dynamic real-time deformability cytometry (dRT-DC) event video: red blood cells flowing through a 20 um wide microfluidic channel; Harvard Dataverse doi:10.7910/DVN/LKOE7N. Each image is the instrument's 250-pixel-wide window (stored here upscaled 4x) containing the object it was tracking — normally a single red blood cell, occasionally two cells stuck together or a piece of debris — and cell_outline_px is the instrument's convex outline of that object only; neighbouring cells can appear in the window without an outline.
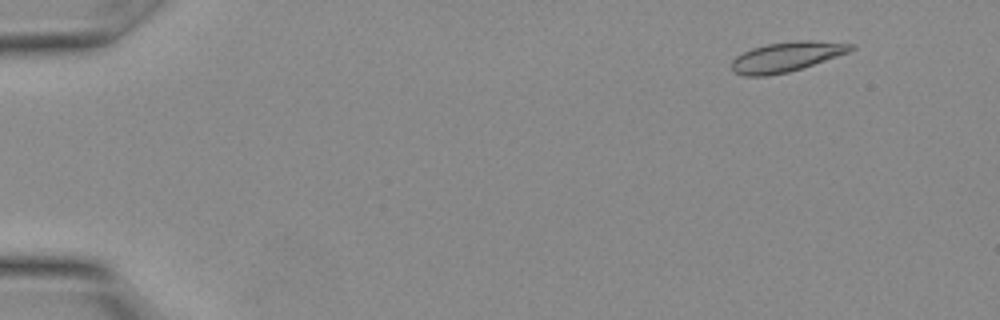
{"species": "Egyptian fruit bat (a non-hibernating species)", "species_latin": "Rousettus aegyptiacus", "temperature_condition": "warm", "stored_images_in_passage": 14, "camera_frame_rate_fps": 3000, "um_per_image_px": 0.085, "animal": {"sex": "female"}, "frame": {"image": 1, "passage_image": 2, "time_ms": 0.333, "image_size_px": [1000, 320], "cell_outline_px": [[856, 48], [848, 52], [788, 72], [768, 76], [744, 76], [732, 72], [732, 60], [736, 56], [752, 48], [768, 44], [796, 40], [812, 40], [856, 44]], "centroid_in_image_um": [66.83, 4.82], "position_along_channel_um": 18.2, "area_um2": 20.58}}
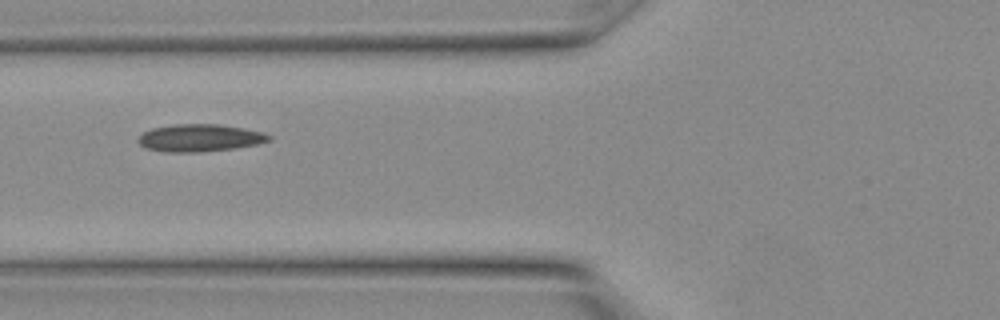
{"frame": {"image": 2, "passage_image": 11, "time_ms": 3.333, "image_size_px": [1000, 320], "cell_outline_px": [[272, 140], [256, 144], [236, 148], [196, 152], [168, 152], [148, 148], [140, 144], [140, 136], [144, 132], [152, 128], [176, 124], [220, 124], [244, 128], [260, 132], [272, 136]], "centroid_in_image_um": [17.03, 11.71], "position_along_channel_um": 108.8, "area_um2": 20.58}}
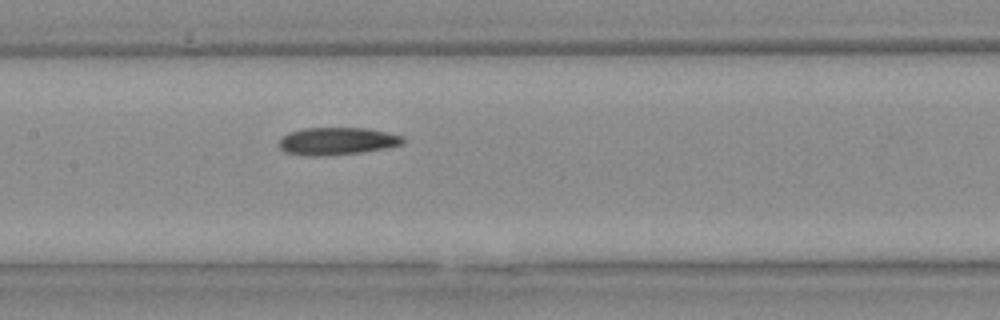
{"frame": {"image": 3, "passage_image": 14, "time_ms": 4.333, "image_size_px": [1000, 320], "cell_outline_px": [[404, 144], [384, 148], [360, 152], [320, 156], [308, 156], [284, 152], [280, 148], [280, 140], [288, 132], [304, 128], [368, 128], [388, 132], [404, 136]], "centroid_in_image_um": [28.66, 11.99], "position_along_channel_um": 178.7, "area_um2": 19.83}}